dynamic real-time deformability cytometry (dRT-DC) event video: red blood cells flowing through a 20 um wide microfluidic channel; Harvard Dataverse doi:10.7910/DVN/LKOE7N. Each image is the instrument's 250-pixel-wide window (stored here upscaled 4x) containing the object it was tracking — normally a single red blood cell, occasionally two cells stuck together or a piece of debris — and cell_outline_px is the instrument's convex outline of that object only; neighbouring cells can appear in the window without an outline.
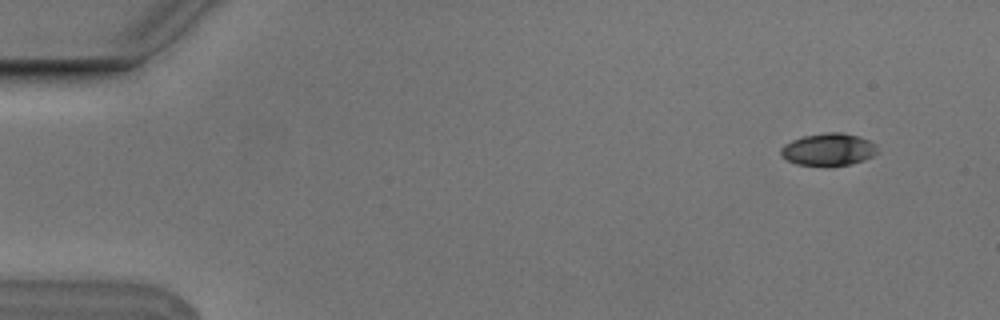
{"species": "Egyptian fruit bat (a non-hibernating species)", "species_latin": "Rousettus aegyptiacus", "temperature_condition": "cold", "stored_images_in_passage": 7, "camera_frame_rate_fps": 3000, "um_per_image_px": 0.085, "animal": {"sex": "male"}, "frame": {"image": 1, "passage_image": 2, "time_ms": 0.333, "image_size_px": [1000, 320], "cell_outline_px": [[880, 152], [864, 160], [852, 164], [832, 168], [828, 168], [796, 164], [780, 156], [780, 148], [784, 144], [792, 140], [804, 136], [824, 132], [840, 132], [860, 136], [876, 144]], "centroid_in_image_um": [70.43, 12.74], "position_along_channel_um": 14.6, "area_um2": 18.96}}
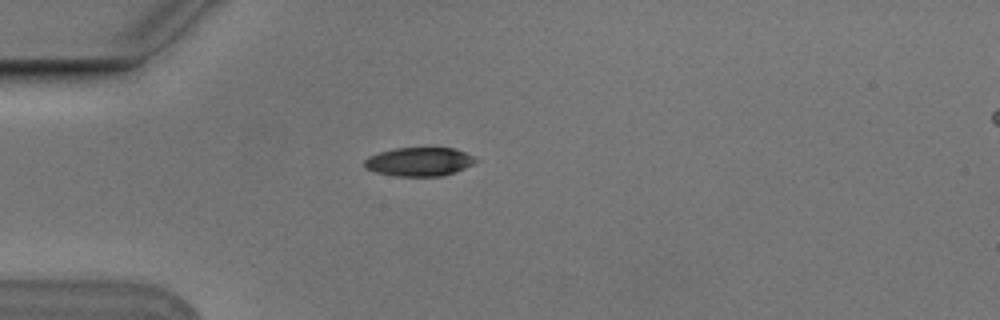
{"frame": {"image": 2, "passage_image": 5, "time_ms": 1.333, "image_size_px": [1000, 320], "cell_outline_px": [[480, 160], [464, 168], [444, 176], [396, 176], [376, 172], [364, 168], [364, 160], [368, 156], [380, 152], [396, 148], [452, 148], [464, 152]], "centroid_in_image_um": [35.61, 13.75], "position_along_channel_um": 49.4, "area_um2": 18.55}}